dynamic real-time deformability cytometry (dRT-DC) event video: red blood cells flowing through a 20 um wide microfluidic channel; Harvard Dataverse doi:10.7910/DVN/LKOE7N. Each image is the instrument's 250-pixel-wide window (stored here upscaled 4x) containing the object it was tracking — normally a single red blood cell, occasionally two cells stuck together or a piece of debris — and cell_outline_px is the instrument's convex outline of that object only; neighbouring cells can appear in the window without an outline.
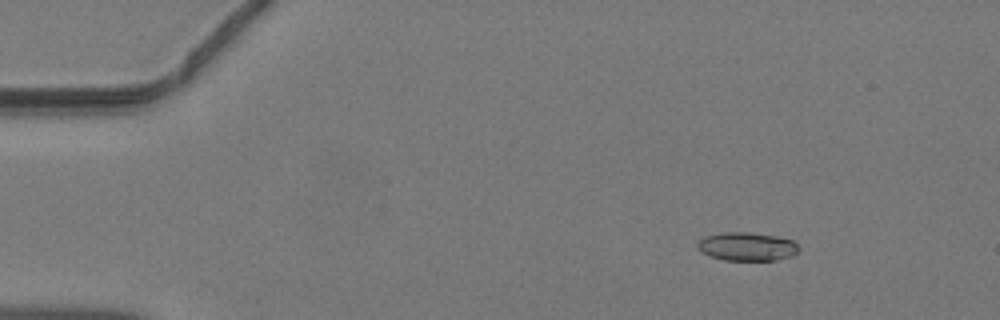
{"species": "common noctule bat (a hibernating species)", "species_latin": "Nyctalus noctula", "temperature_condition": "warm", "stored_images_in_passage": 46, "camera_frame_rate_fps": 3000, "um_per_image_px": 0.085, "animal": {"sex": "male", "body_mass_g": 19.2, "forearm_length_mm": 51.8}, "frame": {"image": 1, "passage_image": 6, "time_ms": 1.667, "image_size_px": [1000, 320], "cell_outline_px": [[800, 248], [792, 256], [776, 260], [724, 260], [708, 256], [696, 244], [704, 236], [720, 232], [748, 232], [776, 236], [792, 240]], "centroid_in_image_um": [63.49, 20.95], "position_along_channel_um": 21.5, "area_um2": 16.76}}
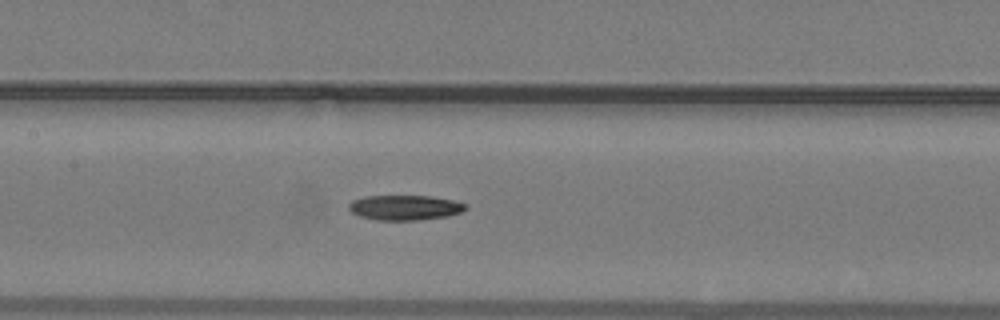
{"frame": {"image": 2, "passage_image": 22, "time_ms": 7.0, "image_size_px": [1000, 320], "cell_outline_px": [[464, 208], [460, 212], [448, 216], [420, 220], [376, 220], [360, 216], [352, 212], [348, 208], [348, 204], [352, 200], [364, 196], [432, 196], [452, 200], [464, 204]], "centroid_in_image_um": [34.35, 17.64], "position_along_channel_um": 173.1, "area_um2": 16.88}}
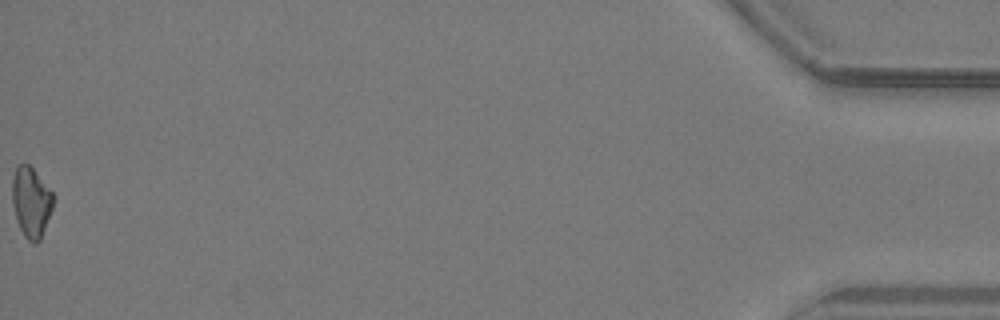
{"frame": {"image": 3, "passage_image": 46, "time_ms": 15.0, "image_size_px": [1000, 320], "cell_outline_px": [[52, 208], [40, 240], [36, 244], [28, 240], [24, 236], [16, 220], [12, 204], [12, 180], [16, 168], [20, 164], [28, 164], [32, 168], [52, 192]], "centroid_in_image_um": [2.62, 17.2], "position_along_channel_um": 432.6, "area_um2": 16.47}}